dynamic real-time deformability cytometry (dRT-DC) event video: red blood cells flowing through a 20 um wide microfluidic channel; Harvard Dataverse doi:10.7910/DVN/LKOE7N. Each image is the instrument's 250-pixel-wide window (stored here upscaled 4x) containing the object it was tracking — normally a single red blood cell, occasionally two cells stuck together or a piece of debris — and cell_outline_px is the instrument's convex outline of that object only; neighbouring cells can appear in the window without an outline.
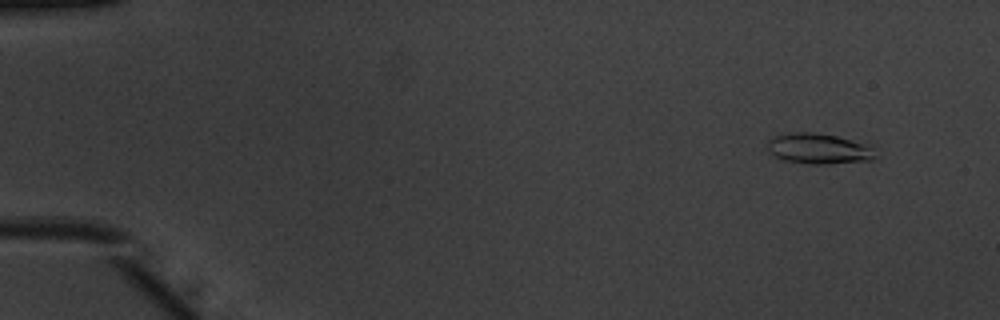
{"species": "common noctule bat (a hibernating species)", "species_latin": "Nyctalus noctula", "temperature_condition": "warm", "stored_images_in_passage": 50, "camera_frame_rate_fps": 3000, "um_per_image_px": 0.085, "animal": {"sex": "male", "body_mass_g": 20.1, "forearm_length_mm": 53.5}, "frame": {"image": 1, "passage_image": 2, "time_ms": 0.333, "image_size_px": [1000, 320], "cell_outline_px": [[876, 156], [872, 160], [828, 164], [812, 164], [784, 160], [768, 152], [768, 140], [772, 136], [788, 132], [812, 132], [836, 136], [852, 140], [864, 144], [872, 148]], "centroid_in_image_um": [69.54, 12.63], "position_along_channel_um": 15.5, "area_um2": 19.13}}
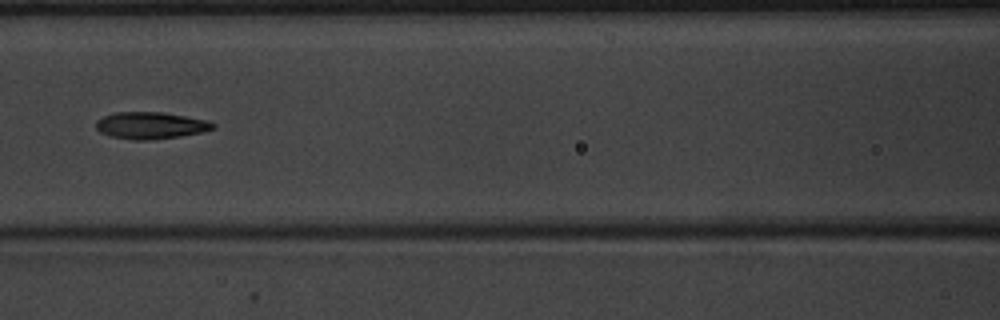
{"frame": {"image": 2, "passage_image": 22, "time_ms": 7.0, "image_size_px": [1000, 320], "cell_outline_px": [[216, 128], [204, 132], [180, 136], [144, 140], [132, 140], [112, 136], [100, 132], [96, 128], [96, 120], [104, 116], [116, 112], [164, 112], [208, 120], [216, 124]], "centroid_in_image_um": [12.84, 10.65], "position_along_channel_um": 153.8, "area_um2": 18.38}}
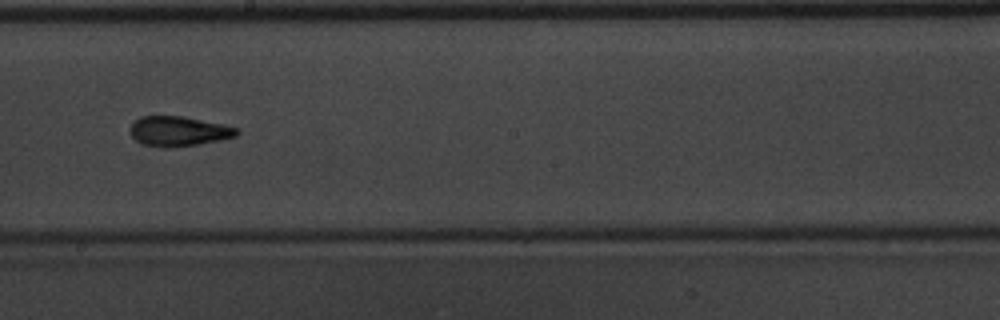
{"frame": {"image": 3, "passage_image": 28, "time_ms": 9.0, "image_size_px": [1000, 320], "cell_outline_px": [[240, 132], [236, 136], [220, 140], [196, 144], [144, 144], [136, 140], [132, 136], [128, 128], [140, 116], [184, 116], [240, 128]], "centroid_in_image_um": [15.22, 11.09], "position_along_channel_um": 233.0, "area_um2": 17.74}, "authors_computed_cell_mechanics": {"area_um2": 17.8024, "velocity_mm_per_s": 3.9711, "shape_relaxation_time_tau1_ms": 4.0868, "shape_relaxation_time_tau2_ms": 3.234, "deformation_change_tau1": 0.1818, "deformation_change_tau2": 0.1138}}